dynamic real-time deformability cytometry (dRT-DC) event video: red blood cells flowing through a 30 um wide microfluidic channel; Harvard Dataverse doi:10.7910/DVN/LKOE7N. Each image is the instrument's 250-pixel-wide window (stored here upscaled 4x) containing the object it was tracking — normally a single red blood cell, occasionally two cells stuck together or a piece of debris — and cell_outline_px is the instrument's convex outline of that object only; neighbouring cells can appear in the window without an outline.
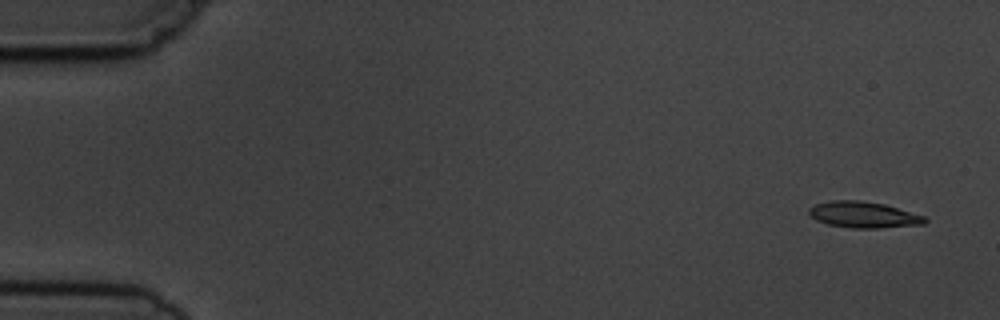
{"species": "common noctule bat (a hibernating species)", "species_latin": "Nyctalus noctula", "temperature_condition": "cold", "stored_images_in_passage": 5, "camera_frame_rate_fps": 3000, "um_per_image_px": 0.085, "animal": {"sex": "male", "body_mass_g": 19.5, "forearm_length_mm": 54.6}, "frame": {"image": 1, "passage_image": 1, "time_ms": 0.0, "image_size_px": [1000, 320], "cell_outline_px": [[928, 220], [924, 224], [876, 228], [852, 228], [828, 224], [816, 220], [808, 212], [808, 208], [816, 204], [832, 200], [860, 200], [884, 204], [924, 216]], "centroid_in_image_um": [73.38, 18.25], "position_along_channel_um": 11.6, "area_um2": 17.51}}
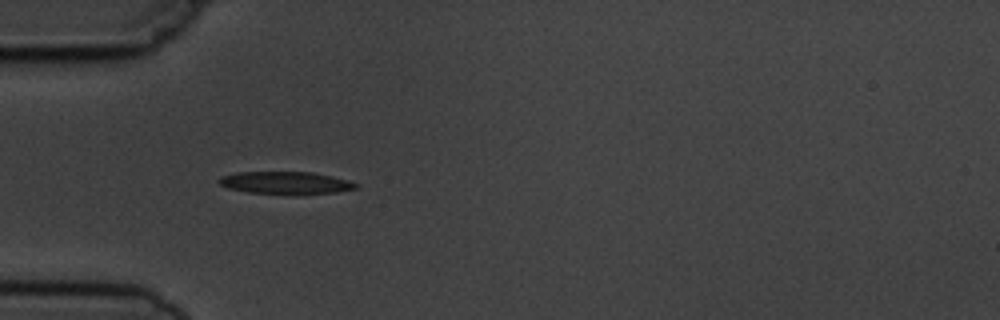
{"frame": {"image": 2, "passage_image": 5, "time_ms": 4.667, "image_size_px": [1000, 320], "cell_outline_px": [[360, 188], [336, 192], [248, 192], [228, 188], [220, 184], [216, 180], [220, 176], [236, 172], [312, 172], [332, 176], [348, 180], [360, 184]], "centroid_in_image_um": [24.27, 15.5], "position_along_channel_um": 60.7, "area_um2": 17.28}}